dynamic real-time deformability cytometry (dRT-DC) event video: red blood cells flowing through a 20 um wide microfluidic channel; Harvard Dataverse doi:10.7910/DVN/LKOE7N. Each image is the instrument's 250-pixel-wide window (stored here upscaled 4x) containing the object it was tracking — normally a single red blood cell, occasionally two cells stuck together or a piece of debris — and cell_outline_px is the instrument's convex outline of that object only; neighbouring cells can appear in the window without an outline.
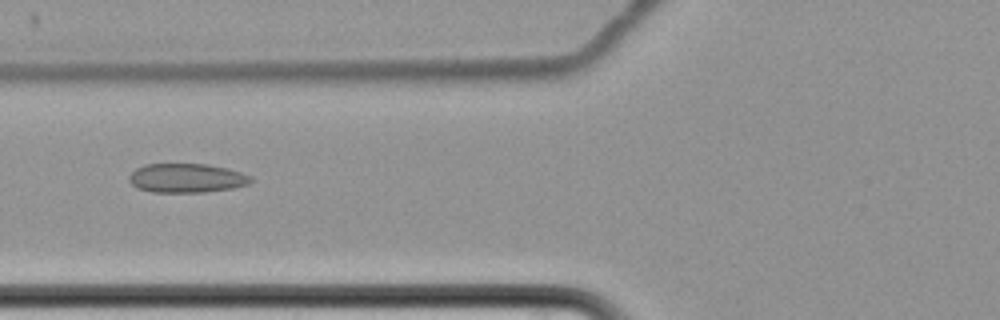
{"species": "common noctule bat (a hibernating species)", "species_latin": "Nyctalus noctula", "temperature_condition": "cold", "stored_images_in_passage": 15, "camera_frame_rate_fps": 3000, "um_per_image_px": 0.085, "animal": {"sex": "female", "body_mass_g": 22.7, "forearm_length_mm": 54.2}, "frame": {"image": 1, "passage_image": 7, "time_ms": 8.0, "image_size_px": [1000, 320], "cell_outline_px": [[252, 180], [248, 184], [232, 188], [204, 192], [152, 192], [136, 188], [128, 180], [128, 176], [136, 168], [144, 164], [208, 164], [228, 168], [252, 176]], "centroid_in_image_um": [15.84, 15.13], "position_along_channel_um": 110.0, "area_um2": 20.75}}
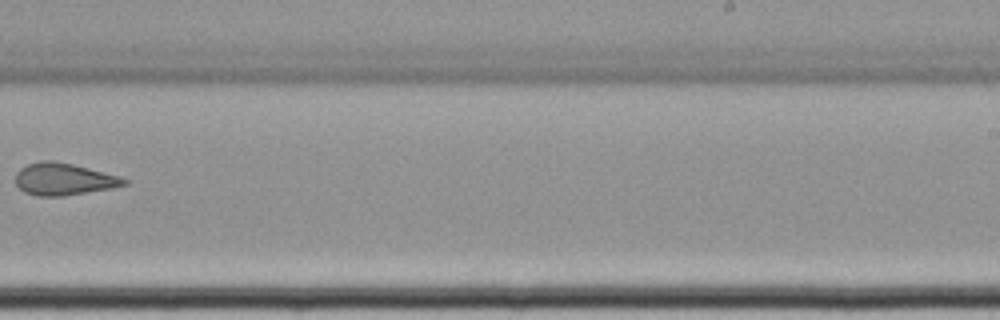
{"frame": {"image": 2, "passage_image": 11, "time_ms": 13.0, "image_size_px": [1000, 320], "cell_outline_px": [[128, 184], [112, 188], [64, 196], [36, 196], [24, 192], [16, 184], [16, 172], [20, 168], [28, 164], [40, 160], [52, 160], [72, 164], [120, 176], [128, 180]], "centroid_in_image_um": [5.41, 15.23], "position_along_channel_um": 283.6, "area_um2": 20.35}}
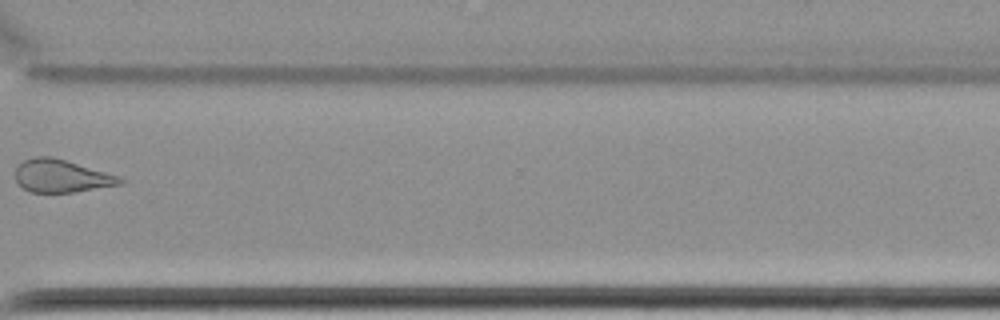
{"frame": {"image": 3, "passage_image": 13, "time_ms": 15.333, "image_size_px": [1000, 320], "cell_outline_px": [[128, 180], [124, 184], [72, 192], [28, 192], [16, 180], [16, 168], [24, 160], [32, 156], [52, 156], [120, 176]], "centroid_in_image_um": [5.26, 14.95], "position_along_channel_um": 365.3, "area_um2": 20.06}, "authors_computed_cell_mechanics": {"area_um2": 22.9466, "velocity_mm_per_s": 3.4835, "shape_relaxation_time_tau1_ms": null, "shape_relaxation_time_tau2_ms": 8.1998, "deformation_change_tau1": null, "deformation_change_tau2": 0.1437}}